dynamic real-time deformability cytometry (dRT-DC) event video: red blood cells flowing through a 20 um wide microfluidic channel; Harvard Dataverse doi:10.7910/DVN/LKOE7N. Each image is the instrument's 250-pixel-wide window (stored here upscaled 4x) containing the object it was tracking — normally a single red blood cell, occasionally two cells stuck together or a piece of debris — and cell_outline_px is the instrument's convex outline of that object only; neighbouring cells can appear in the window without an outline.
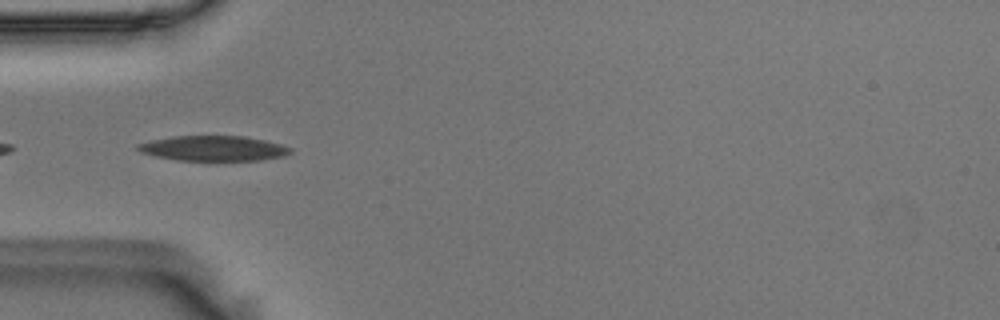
{"species": "Egyptian fruit bat (a non-hibernating species)", "species_latin": "Rousettus aegyptiacus", "temperature_condition": "room temperature", "stored_images_in_passage": 40, "camera_frame_rate_fps": 3000, "um_per_image_px": 0.085, "animal": {"sex": "male"}, "frame": {"image": 1, "passage_image": 2, "time_ms": 0.333, "image_size_px": [1000, 320], "cell_outline_px": [[292, 152], [284, 156], [260, 160], [176, 160], [156, 156], [140, 152], [136, 148], [136, 144], [152, 140], [172, 136], [244, 136], [264, 140], [280, 144], [292, 148]], "centroid_in_image_um": [18.13, 12.6], "position_along_channel_um": 66.9, "area_um2": 22.25}}
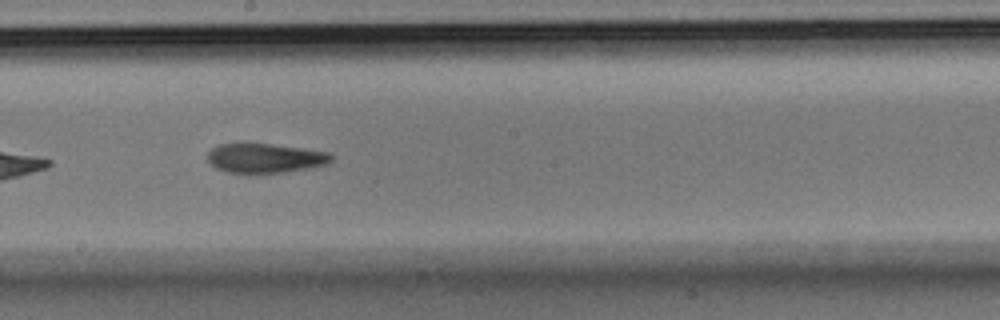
{"frame": {"image": 2, "passage_image": 15, "time_ms": 4.667, "image_size_px": [1000, 320], "cell_outline_px": [[332, 160], [328, 164], [308, 168], [284, 172], [228, 172], [216, 168], [208, 160], [208, 152], [212, 148], [220, 144], [272, 144], [328, 152], [332, 156]], "centroid_in_image_um": [22.55, 13.43], "position_along_channel_um": 225.7, "area_um2": 20.75}}
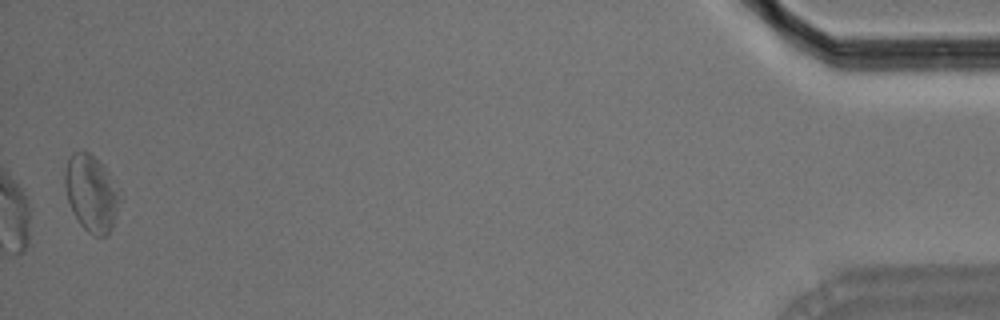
{"frame": {"image": 3, "passage_image": 39, "time_ms": 12.667, "image_size_px": [1000, 320], "cell_outline_px": [[120, 200], [112, 228], [108, 236], [96, 236], [88, 232], [80, 224], [68, 200], [64, 184], [64, 172], [68, 156], [72, 152], [88, 152], [108, 172]], "centroid_in_image_um": [7.72, 16.44], "position_along_channel_um": 427.5, "area_um2": 23.87}, "authors_computed_cell_mechanics": {"area_um2": 22.3108, "velocity_mm_per_s": 3.6539, "shape_relaxation_time_tau1_ms": 5.9385, "shape_relaxation_time_tau2_ms": 5.5557, "deformation_change_tau1": 0.1559, "deformation_change_tau2": 0.1545}}